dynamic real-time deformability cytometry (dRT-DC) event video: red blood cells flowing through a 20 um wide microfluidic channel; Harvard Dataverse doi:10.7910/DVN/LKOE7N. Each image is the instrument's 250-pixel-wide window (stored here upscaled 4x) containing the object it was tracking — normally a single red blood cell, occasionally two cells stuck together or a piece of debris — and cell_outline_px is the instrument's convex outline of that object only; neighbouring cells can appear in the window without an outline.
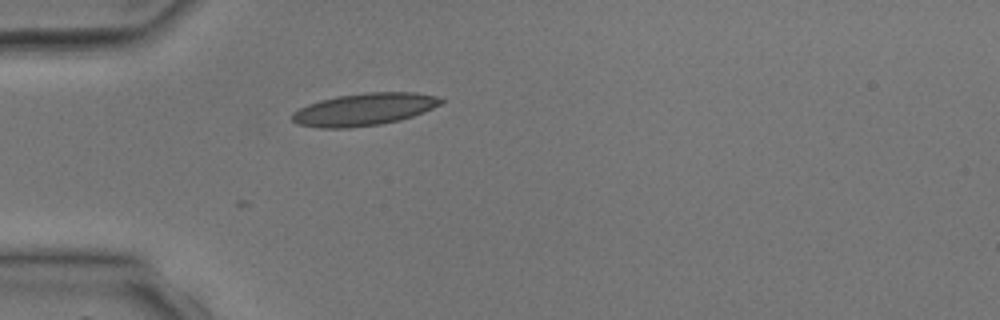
{"species": "common noctule bat (a hibernating species)", "species_latin": "Nyctalus noctula", "temperature_condition": "room temperature", "stored_images_in_passage": 3, "camera_frame_rate_fps": 3000, "um_per_image_px": 0.085, "animal": {"sex": "male", "body_mass_g": 17.9, "forearm_length_mm": 54.2}, "frame": {"image": 1, "passage_image": 3, "time_ms": 3.0, "image_size_px": [1000, 320], "cell_outline_px": [[444, 100], [440, 104], [424, 112], [400, 120], [380, 124], [348, 128], [316, 128], [296, 124], [288, 116], [292, 112], [308, 104], [320, 100], [336, 96], [368, 92], [416, 92], [436, 96]], "centroid_in_image_um": [30.9, 9.3], "position_along_channel_um": 54.1, "area_um2": 28.21}}